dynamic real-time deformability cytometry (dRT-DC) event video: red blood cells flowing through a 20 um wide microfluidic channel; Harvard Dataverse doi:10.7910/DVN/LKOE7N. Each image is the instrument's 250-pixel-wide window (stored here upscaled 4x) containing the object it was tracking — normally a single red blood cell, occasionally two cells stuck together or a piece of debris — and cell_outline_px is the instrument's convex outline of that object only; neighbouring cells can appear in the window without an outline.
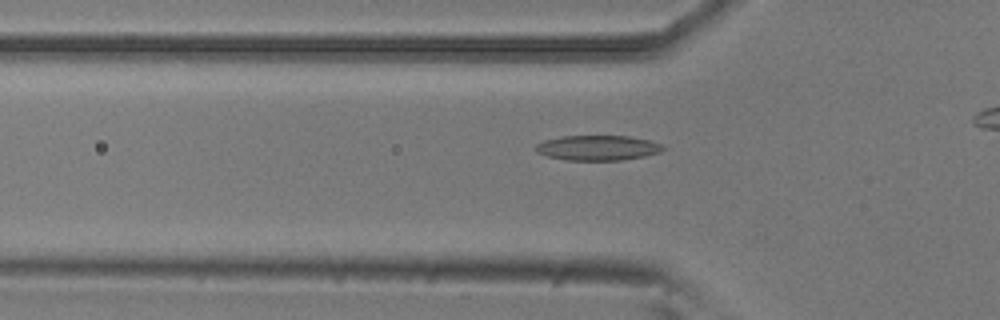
{"species": "common noctule bat (a hibernating species)", "species_latin": "Nyctalus noctula", "temperature_condition": "room temperature", "stored_images_in_passage": 43, "camera_frame_rate_fps": 3000, "um_per_image_px": 0.085, "animal": {"sex": "male", "body_mass_g": 20.5, "forearm_length_mm": 52.5}, "frame": {"image": 1, "passage_image": 17, "time_ms": 5.333, "image_size_px": [1000, 320], "cell_outline_px": [[668, 148], [660, 152], [644, 156], [620, 160], [564, 160], [548, 156], [536, 152], [536, 144], [544, 140], [560, 136], [628, 136], [648, 140], [660, 144]], "centroid_in_image_um": [50.8, 12.56], "position_along_channel_um": 75.0, "area_um2": 18.55}}
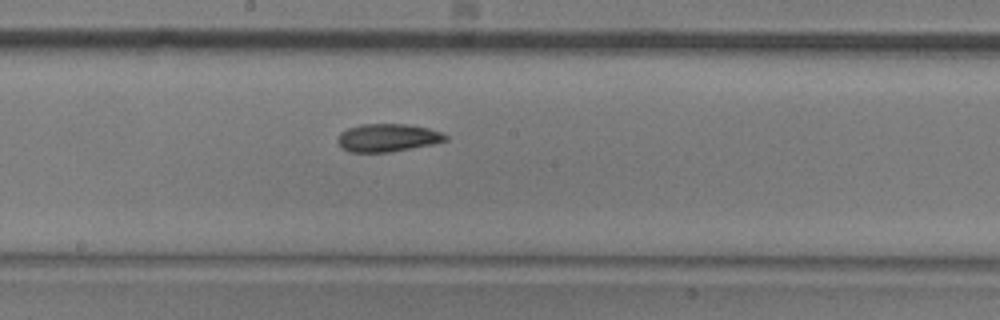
{"frame": {"image": 2, "passage_image": 28, "time_ms": 9.0, "image_size_px": [1000, 320], "cell_outline_px": [[448, 140], [432, 144], [388, 152], [348, 152], [340, 148], [336, 140], [340, 132], [348, 128], [360, 124], [404, 124], [428, 128], [440, 132], [448, 136]], "centroid_in_image_um": [32.89, 11.71], "position_along_channel_um": 215.3, "area_um2": 17.57}}
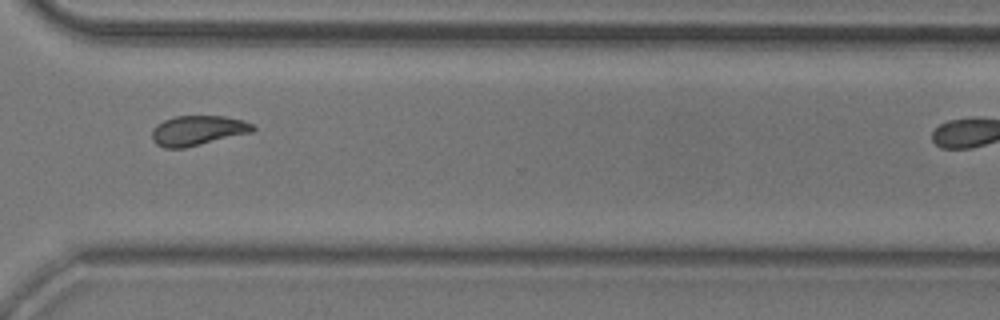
{"frame": {"image": 3, "passage_image": 39, "time_ms": 12.667, "image_size_px": [1000, 320], "cell_outline_px": [[256, 128], [252, 132], [184, 148], [164, 148], [156, 144], [152, 140], [152, 128], [156, 124], [172, 116], [224, 116], [244, 120], [252, 124]], "centroid_in_image_um": [16.78, 11.08], "position_along_channel_um": 353.8, "area_um2": 17.63}}